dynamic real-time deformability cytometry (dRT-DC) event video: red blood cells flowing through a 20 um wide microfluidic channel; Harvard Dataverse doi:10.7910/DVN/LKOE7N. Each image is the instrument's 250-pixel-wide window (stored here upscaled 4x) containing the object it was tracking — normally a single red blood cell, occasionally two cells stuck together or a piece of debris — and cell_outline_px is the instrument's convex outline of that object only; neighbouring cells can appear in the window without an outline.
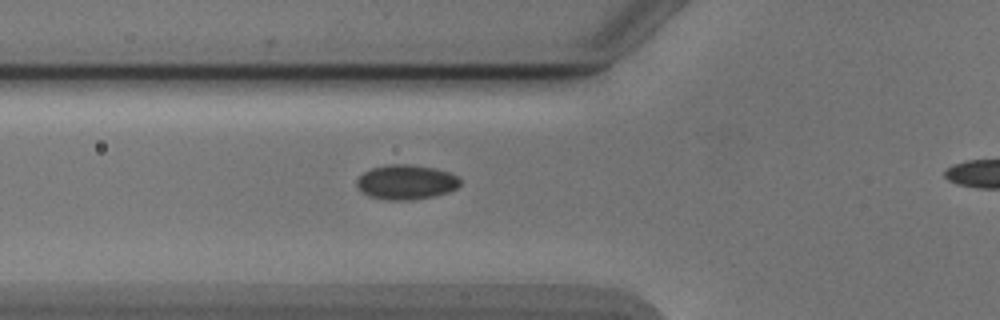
{"species": "Egyptian fruit bat (a non-hibernating species)", "species_latin": "Rousettus aegyptiacus", "temperature_condition": "cold", "stored_images_in_passage": 33, "camera_frame_rate_fps": 3000, "um_per_image_px": 0.085, "animal": {"sex": "male"}, "frame": {"image": 1, "passage_image": 6, "time_ms": 1.667, "image_size_px": [1000, 320], "cell_outline_px": [[460, 184], [456, 188], [448, 192], [432, 196], [412, 200], [384, 200], [368, 196], [360, 192], [356, 188], [356, 180], [364, 172], [372, 168], [388, 164], [408, 164], [436, 168], [460, 176]], "centroid_in_image_um": [34.49, 15.48], "position_along_channel_um": 91.3, "area_um2": 21.15}}
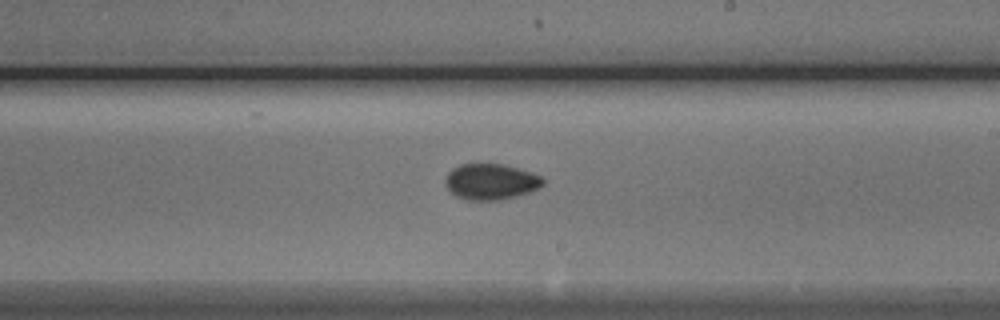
{"frame": {"image": 2, "passage_image": 18, "time_ms": 5.667, "image_size_px": [1000, 320], "cell_outline_px": [[544, 184], [540, 188], [516, 196], [500, 200], [468, 200], [456, 196], [444, 184], [444, 180], [448, 172], [452, 168], [460, 164], [504, 164], [532, 172], [544, 176]], "centroid_in_image_um": [41.74, 15.43], "position_along_channel_um": 247.3, "area_um2": 20.63}}
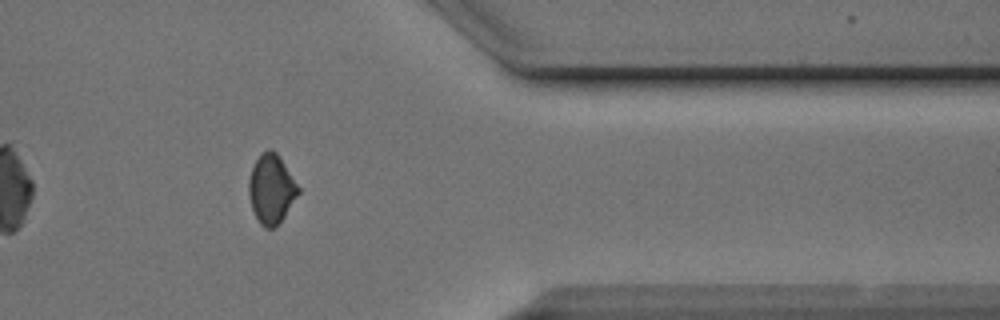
{"frame": {"image": 3, "passage_image": 30, "time_ms": 9.667, "image_size_px": [1000, 320], "cell_outline_px": [[300, 192], [276, 228], [264, 228], [260, 224], [252, 208], [248, 196], [248, 180], [252, 168], [260, 152], [268, 148], [276, 152], [300, 188]], "centroid_in_image_um": [23.05, 16.07], "position_along_channel_um": 388.4, "area_um2": 19.94}}